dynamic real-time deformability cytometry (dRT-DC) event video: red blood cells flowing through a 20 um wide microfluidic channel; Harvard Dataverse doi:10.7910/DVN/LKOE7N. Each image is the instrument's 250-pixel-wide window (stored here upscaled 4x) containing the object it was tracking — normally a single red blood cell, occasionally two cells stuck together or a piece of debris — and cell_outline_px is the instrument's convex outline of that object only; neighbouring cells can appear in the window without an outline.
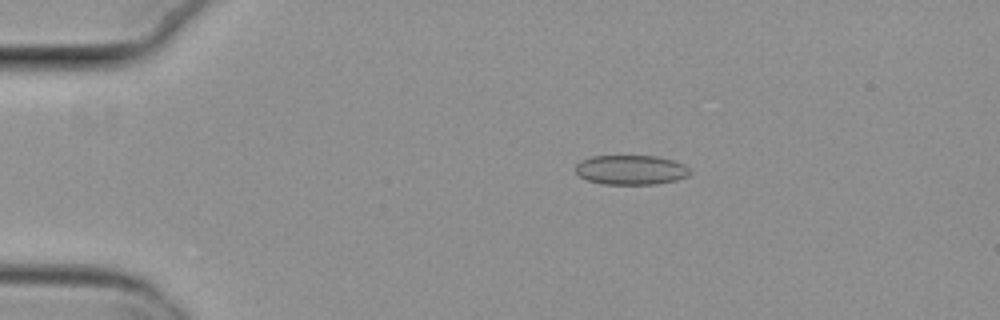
{"species": "common noctule bat (a hibernating species)", "species_latin": "Nyctalus noctula", "temperature_condition": "cold", "stored_images_in_passage": 5, "camera_frame_rate_fps": 3000, "um_per_image_px": 0.085, "animal": {"sex": "female", "body_mass_g": 29.2, "forearm_length_mm": 56.3}, "frame": {"image": 1, "passage_image": 3, "time_ms": 0.667, "image_size_px": [1000, 320], "cell_outline_px": [[692, 172], [688, 176], [676, 180], [656, 184], [604, 184], [588, 180], [580, 176], [576, 172], [576, 164], [580, 160], [592, 156], [656, 156], [672, 160], [684, 164]], "centroid_in_image_um": [53.64, 14.44], "position_along_channel_um": 31.4, "area_um2": 19.71}}
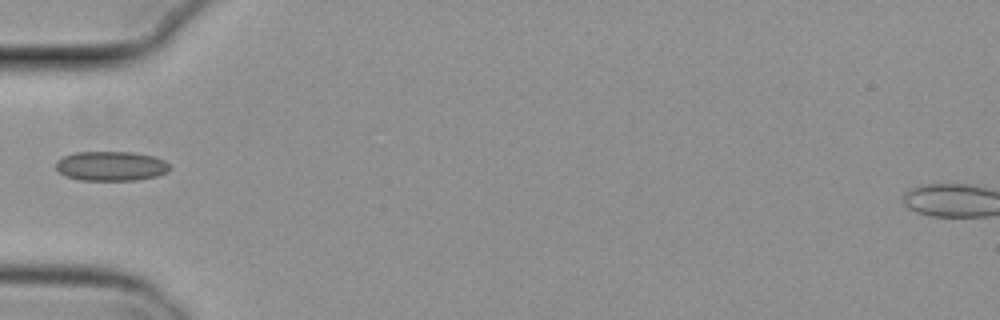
{"frame": {"image": 2, "passage_image": 5, "time_ms": 1.333, "image_size_px": [1000, 320], "cell_outline_px": [[172, 168], [168, 172], [156, 176], [136, 180], [80, 180], [64, 176], [56, 168], [56, 160], [64, 156], [76, 152], [132, 152], [152, 156], [164, 160]], "centroid_in_image_um": [9.43, 14.12], "position_along_channel_um": 75.6, "area_um2": 19.65}}